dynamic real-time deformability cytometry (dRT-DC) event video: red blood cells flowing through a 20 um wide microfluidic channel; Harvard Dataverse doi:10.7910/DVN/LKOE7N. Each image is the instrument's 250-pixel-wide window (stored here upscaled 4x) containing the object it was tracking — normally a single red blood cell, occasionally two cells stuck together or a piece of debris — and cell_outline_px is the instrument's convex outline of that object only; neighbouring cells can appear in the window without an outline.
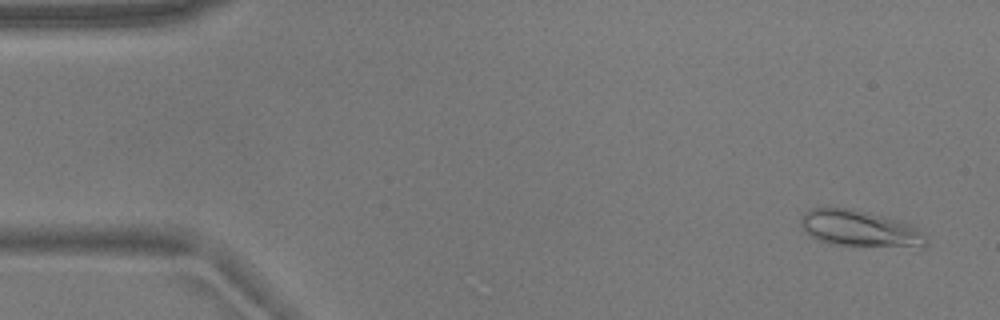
{"species": "common noctule bat (a hibernating species)", "species_latin": "Nyctalus noctula", "temperature_condition": "warm", "stored_images_in_passage": 54, "camera_frame_rate_fps": 3000, "um_per_image_px": 0.085, "animal": {"sex": "male", "body_mass_g": 17.9}, "frame": {"image": 1, "passage_image": 3, "time_ms": 0.667, "image_size_px": [1000, 320], "cell_outline_px": [[928, 244], [924, 248], [832, 244], [820, 240], [812, 236], [800, 224], [800, 220], [804, 212], [812, 208], [852, 208], [912, 224], [920, 228], [928, 236]], "centroid_in_image_um": [73.2, 19.44], "position_along_channel_um": 11.8, "area_um2": 26.7}}
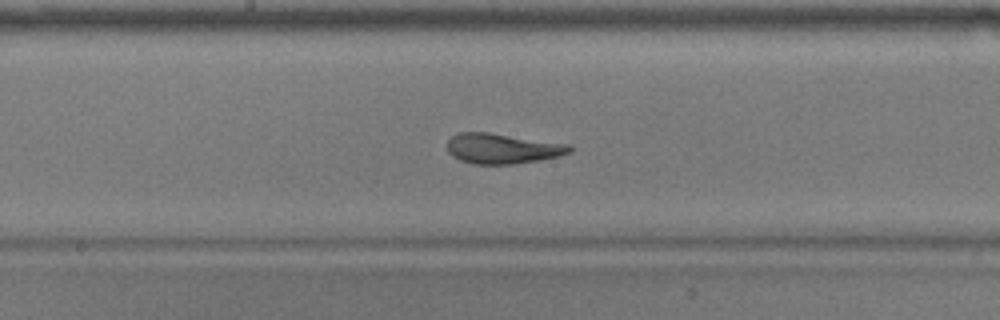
{"frame": {"image": 2, "passage_image": 28, "time_ms": 9.0, "image_size_px": [1000, 320], "cell_outline_px": [[572, 152], [560, 156], [540, 160], [516, 164], [472, 164], [460, 160], [452, 156], [448, 152], [448, 140], [452, 136], [460, 132], [488, 132], [572, 144]], "centroid_in_image_um": [42.75, 12.63], "position_along_channel_um": 205.5, "area_um2": 21.85}}
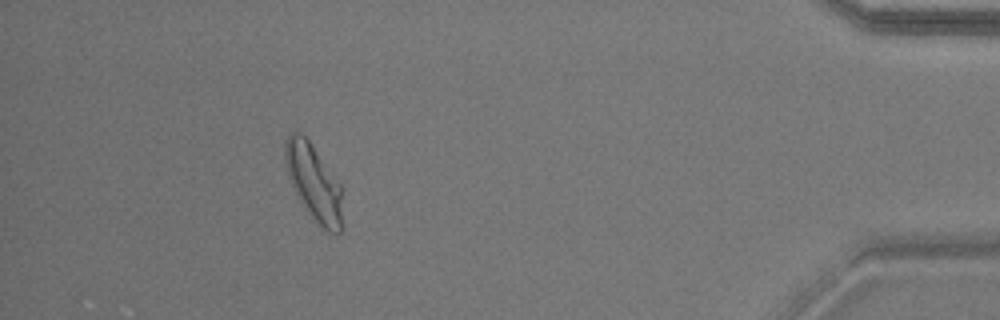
{"frame": {"image": 3, "passage_image": 49, "time_ms": 16.0, "image_size_px": [1000, 320], "cell_outline_px": [[340, 232], [328, 232], [312, 216], [296, 192], [292, 184], [288, 172], [284, 156], [284, 140], [292, 132], [300, 132], [308, 140], [340, 184]], "centroid_in_image_um": [26.63, 15.43], "position_along_channel_um": 408.6, "area_um2": 24.1}, "authors_computed_cell_mechanics": {"area_um2": 22.7154, "velocity_mm_per_s": 3.7082, "shape_relaxation_time_tau1_ms": 5.2608, "shape_relaxation_time_tau2_ms": 0.7693, "deformation_change_tau1": 0.174, "deformation_change_tau2": 0.0721}}